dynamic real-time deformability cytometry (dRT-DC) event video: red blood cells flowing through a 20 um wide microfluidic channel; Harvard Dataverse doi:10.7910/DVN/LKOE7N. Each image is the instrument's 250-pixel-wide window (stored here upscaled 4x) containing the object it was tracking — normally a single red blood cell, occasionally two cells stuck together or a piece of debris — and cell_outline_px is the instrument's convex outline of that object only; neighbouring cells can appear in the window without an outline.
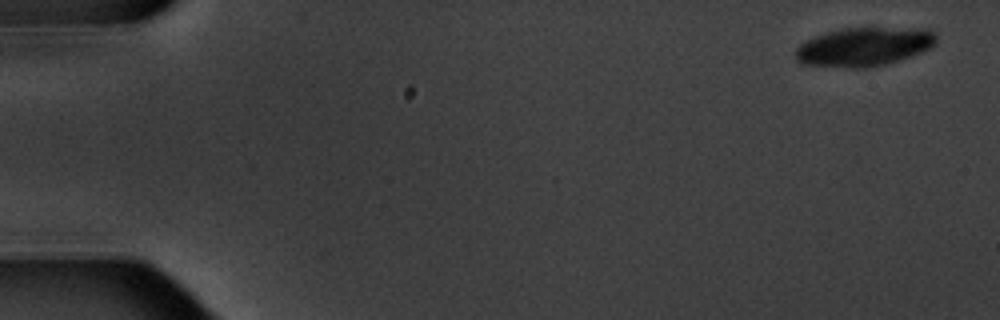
{"species": "common noctule bat (a hibernating species)", "species_latin": "Nyctalus noctula", "temperature_condition": "warm", "stored_images_in_passage": 3, "camera_frame_rate_fps": 3000, "um_per_image_px": 0.085, "animal": {"sex": "male", "body_mass_g": 20.1, "forearm_length_mm": 53.5}, "frame": {"image": 1, "passage_image": 1, "time_ms": 0.0, "image_size_px": [1000, 320], "cell_outline_px": [[936, 44], [920, 52], [884, 64], [864, 68], [852, 68], [800, 64], [796, 60], [796, 48], [800, 44], [816, 36], [840, 28], [928, 28], [936, 32]], "centroid_in_image_um": [73.44, 3.96], "position_along_channel_um": 11.6, "area_um2": 31.62}}